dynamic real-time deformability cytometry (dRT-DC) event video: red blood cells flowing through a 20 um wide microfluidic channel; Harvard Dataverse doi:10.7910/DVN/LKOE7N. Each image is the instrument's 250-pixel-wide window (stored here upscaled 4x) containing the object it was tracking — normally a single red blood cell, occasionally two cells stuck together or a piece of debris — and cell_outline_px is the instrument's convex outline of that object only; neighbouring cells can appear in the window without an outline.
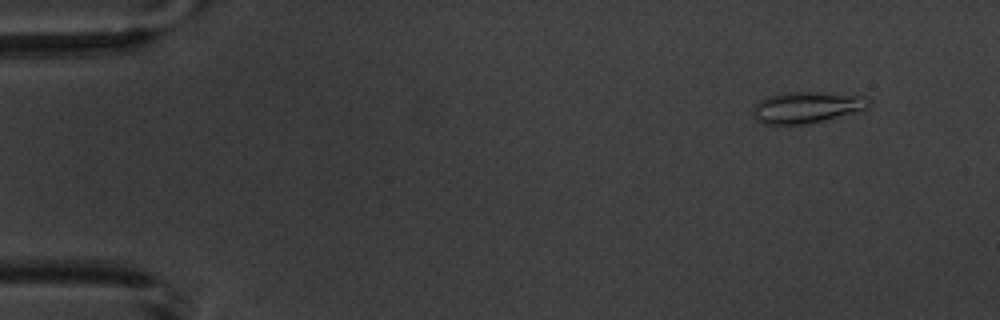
{"species": "common noctule bat (a hibernating species)", "species_latin": "Nyctalus noctula", "temperature_condition": "warm", "stored_images_in_passage": 5, "camera_frame_rate_fps": 3000, "um_per_image_px": 0.085, "animal": {"sex": "male", "body_mass_g": 20.1, "forearm_length_mm": 53.5}, "frame": {"image": 1, "passage_image": 2, "time_ms": 1.333, "image_size_px": [1000, 320], "cell_outline_px": [[872, 104], [864, 112], [804, 124], [764, 124], [756, 120], [752, 112], [752, 108], [760, 100], [772, 96], [788, 92], [812, 92], [864, 96], [872, 100]], "centroid_in_image_um": [68.66, 9.14], "position_along_channel_um": 16.3, "area_um2": 21.33}}
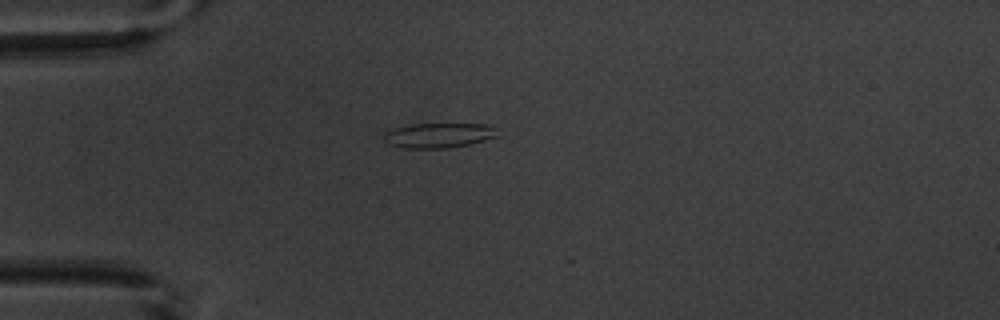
{"frame": {"image": 2, "passage_image": 5, "time_ms": 4.667, "image_size_px": [1000, 320], "cell_outline_px": [[500, 136], [468, 144], [448, 148], [400, 148], [388, 144], [384, 140], [384, 132], [396, 128], [412, 124], [484, 124], [496, 128]], "centroid_in_image_um": [37.29, 11.51], "position_along_channel_um": 47.7, "area_um2": 16.47}}